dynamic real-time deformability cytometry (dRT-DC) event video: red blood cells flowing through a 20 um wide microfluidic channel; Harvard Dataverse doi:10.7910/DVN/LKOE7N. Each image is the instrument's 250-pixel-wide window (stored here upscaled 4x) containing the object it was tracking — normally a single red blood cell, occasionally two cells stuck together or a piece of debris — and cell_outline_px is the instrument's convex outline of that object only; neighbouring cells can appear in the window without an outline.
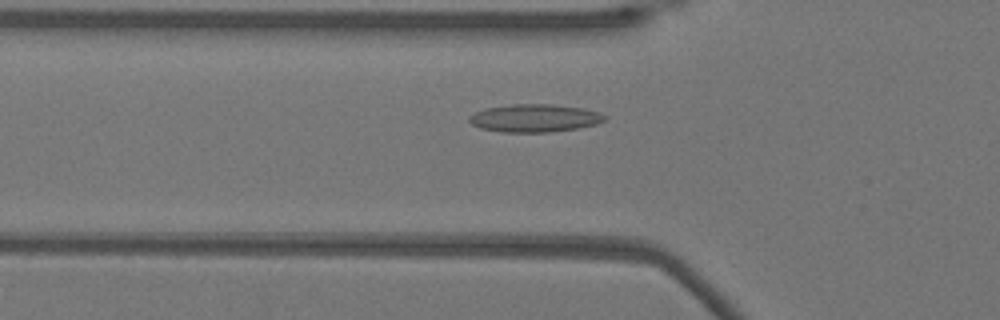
{"species": "Egyptian fruit bat (a non-hibernating species)", "species_latin": "Rousettus aegyptiacus", "temperature_condition": "warm", "stored_images_in_passage": 51, "camera_frame_rate_fps": 3000, "um_per_image_px": 0.085, "animal": {"sex": "female"}, "frame": {"image": 1, "passage_image": 16, "time_ms": 5.0, "image_size_px": [1000, 320], "cell_outline_px": [[608, 120], [596, 124], [580, 128], [552, 132], [500, 132], [480, 128], [472, 124], [468, 120], [468, 116], [484, 108], [512, 104], [552, 104], [580, 108], [600, 112], [608, 116]], "centroid_in_image_um": [45.47, 10.04], "position_along_channel_um": 80.3, "area_um2": 22.25}}
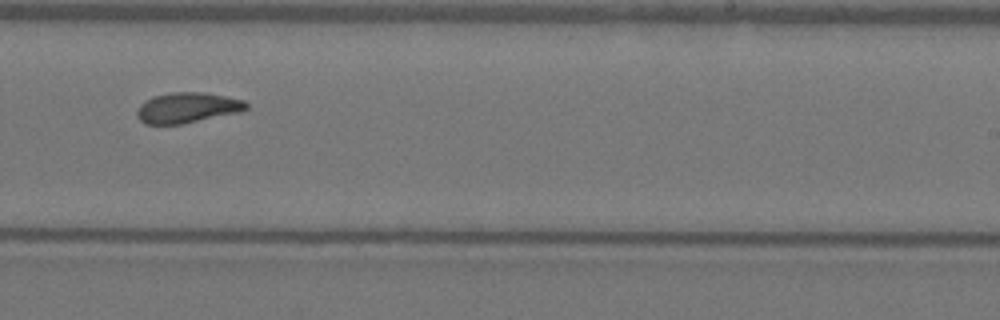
{"frame": {"image": 2, "passage_image": 31, "time_ms": 10.0, "image_size_px": [1000, 320], "cell_outline_px": [[248, 108], [240, 112], [180, 124], [144, 124], [136, 116], [136, 112], [140, 104], [144, 100], [156, 96], [172, 92], [204, 92], [244, 100], [248, 104]], "centroid_in_image_um": [15.91, 9.15], "position_along_channel_um": 273.1, "area_um2": 19.31}}
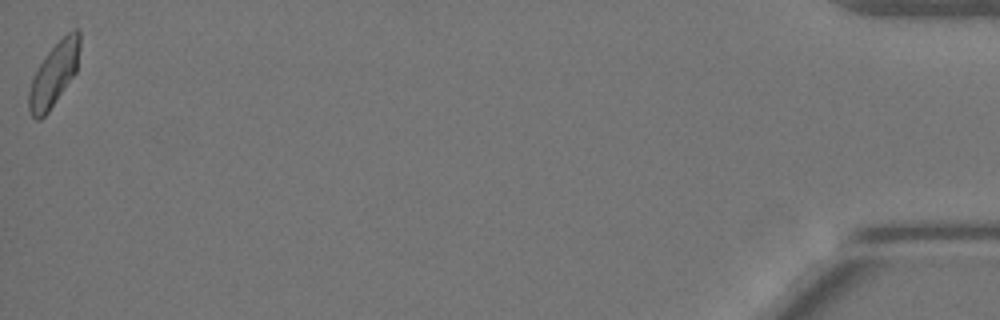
{"frame": {"image": 3, "passage_image": 51, "time_ms": 16.667, "image_size_px": [1000, 320], "cell_outline_px": [[80, 44], [76, 72], [48, 112], [40, 120], [36, 120], [32, 116], [28, 108], [28, 92], [32, 80], [40, 64], [48, 52], [72, 28], [76, 28], [80, 32]], "centroid_in_image_um": [4.59, 6.33], "position_along_channel_um": 430.6, "area_um2": 18.5}, "authors_computed_cell_mechanics": {"area_um2": 19.4208, "velocity_mm_per_s": 3.8377, "shape_relaxation_time_tau1_ms": null, "shape_relaxation_time_tau2_ms": 2.266, "deformation_change_tau1": null, "deformation_change_tau2": 0.0768}}